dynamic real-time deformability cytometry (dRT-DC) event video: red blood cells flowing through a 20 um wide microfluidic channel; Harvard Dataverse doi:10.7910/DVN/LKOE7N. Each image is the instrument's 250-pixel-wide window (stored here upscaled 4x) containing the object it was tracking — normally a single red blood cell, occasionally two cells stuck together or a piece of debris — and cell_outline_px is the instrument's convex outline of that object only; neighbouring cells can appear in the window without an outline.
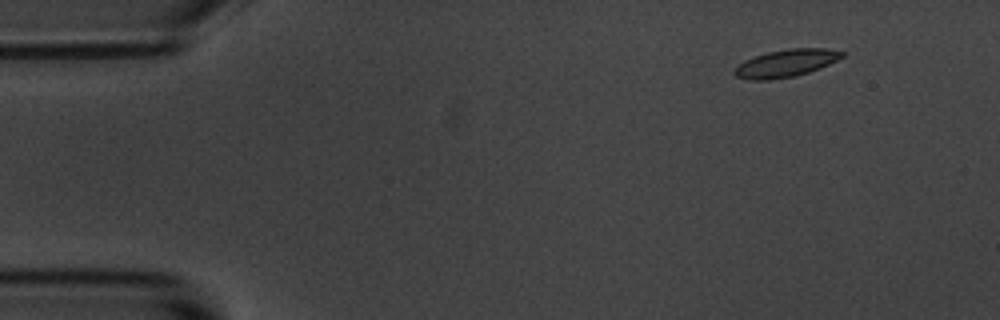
{"species": "common noctule bat (a hibernating species)", "species_latin": "Nyctalus noctula", "temperature_condition": "room temperature", "stored_images_in_passage": 6, "camera_frame_rate_fps": 3000, "um_per_image_px": 0.085, "animal": {"sex": "male", "body_mass_g": 20.1, "forearm_length_mm": 53.5}, "frame": {"image": 1, "passage_image": 2, "time_ms": 1.333, "image_size_px": [1000, 320], "cell_outline_px": [[844, 56], [820, 68], [796, 76], [768, 80], [752, 80], [736, 76], [732, 72], [744, 60], [768, 52], [788, 48], [824, 48], [844, 52]], "centroid_in_image_um": [66.8, 5.37], "position_along_channel_um": 18.2, "area_um2": 17.05}}
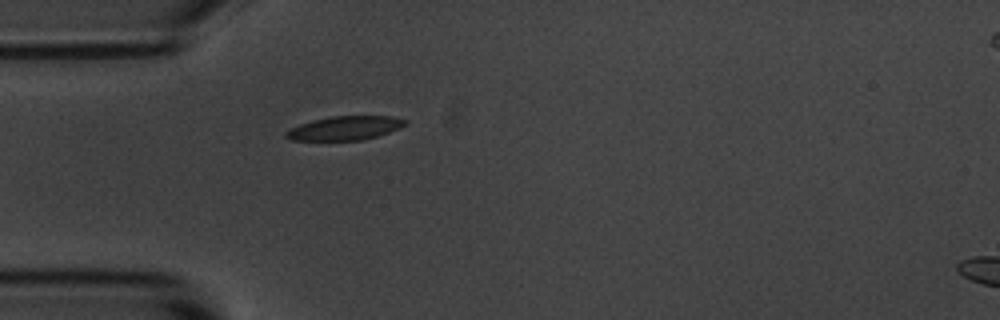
{"frame": {"image": 2, "passage_image": 5, "time_ms": 4.667, "image_size_px": [1000, 320], "cell_outline_px": [[408, 124], [400, 128], [376, 136], [360, 140], [292, 140], [284, 136], [284, 132], [300, 124], [312, 120], [332, 116], [392, 116], [408, 120]], "centroid_in_image_um": [29.33, 10.88], "position_along_channel_um": 55.7, "area_um2": 16.53}}